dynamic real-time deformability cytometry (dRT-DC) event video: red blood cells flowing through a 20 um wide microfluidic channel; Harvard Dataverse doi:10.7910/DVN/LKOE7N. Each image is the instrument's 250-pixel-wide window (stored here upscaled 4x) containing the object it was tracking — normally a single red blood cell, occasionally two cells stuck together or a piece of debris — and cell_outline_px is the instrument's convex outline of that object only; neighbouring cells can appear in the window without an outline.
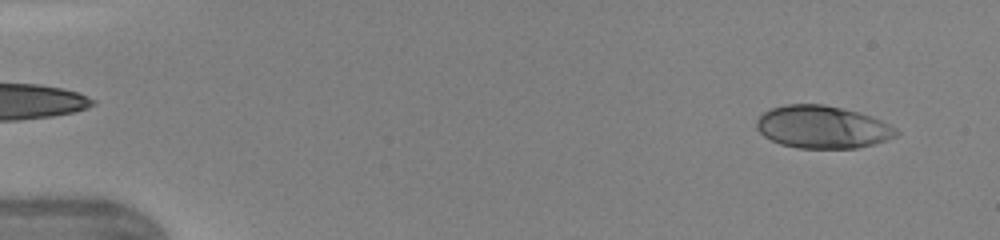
{"species": "human", "species_latin": "Homo sapiens", "temperature_condition": "warm", "stored_images_in_passage": 45, "camera_frame_rate_fps": 3000, "um_per_image_px": 0.085, "donor": {"sex": "female"}, "frame": {"image": 1, "passage_image": 3, "time_ms": 0.667, "image_size_px": [1000, 240], "cell_outline_px": [[900, 132], [896, 136], [888, 140], [856, 148], [800, 148], [780, 144], [764, 136], [756, 128], [756, 120], [764, 112], [772, 108], [788, 104], [824, 104], [860, 112], [872, 116], [896, 128]], "centroid_in_image_um": [69.92, 10.79], "position_along_channel_um": 15.1, "area_um2": 34.68}}
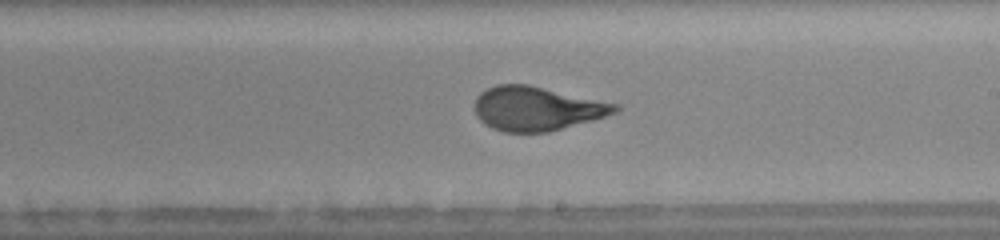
{"frame": {"image": 2, "passage_image": 27, "time_ms": 8.667, "image_size_px": [1000, 240], "cell_outline_px": [[620, 108], [616, 112], [592, 120], [548, 132], [504, 132], [492, 128], [484, 124], [476, 116], [476, 96], [480, 92], [496, 84], [528, 84], [620, 104]], "centroid_in_image_um": [45.62, 9.22], "position_along_channel_um": 243.4, "area_um2": 36.01}}
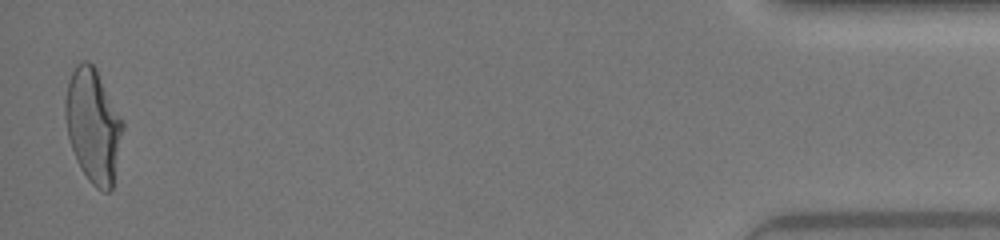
{"frame": {"image": 3, "passage_image": 45, "time_ms": 14.667, "image_size_px": [1000, 240], "cell_outline_px": [[124, 128], [112, 188], [108, 192], [104, 192], [96, 188], [88, 180], [80, 168], [72, 148], [68, 136], [64, 116], [64, 100], [68, 80], [76, 64], [80, 60], [88, 60], [96, 68], [124, 120]], "centroid_in_image_um": [7.92, 10.64], "position_along_channel_um": 427.3, "area_um2": 38.55}, "authors_computed_cell_mechanics": {"area_um2": 36.0094, "velocity_mm_per_s": 4.3861, "shape_relaxation_time_tau1_ms": 3.9439, "shape_relaxation_time_tau2_ms": null, "deformation_change_tau1": 0.2003, "deformation_change_tau2": null}}